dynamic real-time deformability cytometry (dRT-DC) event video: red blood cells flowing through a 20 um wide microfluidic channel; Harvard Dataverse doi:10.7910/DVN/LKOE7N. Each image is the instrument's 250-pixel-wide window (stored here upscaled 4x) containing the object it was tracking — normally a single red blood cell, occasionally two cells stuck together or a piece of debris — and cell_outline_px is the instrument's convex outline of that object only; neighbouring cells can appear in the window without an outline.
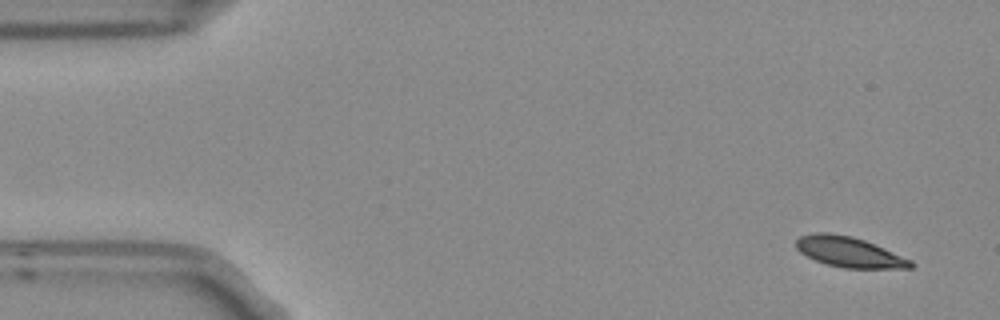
{"species": "Egyptian fruit bat (a non-hibernating species)", "species_latin": "Rousettus aegyptiacus", "temperature_condition": "room temperature", "stored_images_in_passage": 5, "camera_frame_rate_fps": 3000, "um_per_image_px": 0.085, "frame": {"image": 1, "passage_image": 1, "time_ms": 0.0, "image_size_px": [1000, 320], "cell_outline_px": [[916, 264], [912, 268], [844, 268], [828, 264], [816, 260], [800, 252], [796, 248], [796, 240], [800, 236], [816, 232], [828, 232], [852, 236], [864, 240], [884, 248], [912, 260]], "centroid_in_image_um": [72.2, 21.42], "position_along_channel_um": 12.8, "area_um2": 20.17}}
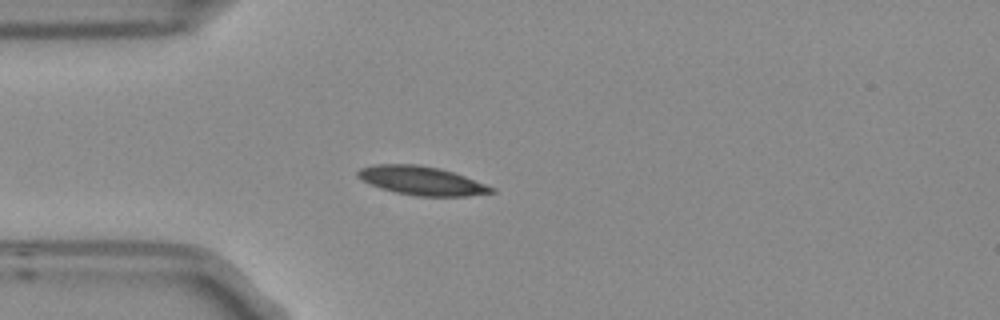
{"frame": {"image": 2, "passage_image": 4, "time_ms": 1.0, "image_size_px": [1000, 320], "cell_outline_px": [[496, 192], [468, 196], [416, 196], [396, 192], [380, 188], [360, 180], [356, 176], [356, 172], [360, 168], [372, 164], [416, 164], [440, 168], [464, 176], [496, 188]], "centroid_in_image_um": [35.81, 15.35], "position_along_channel_um": 49.2, "area_um2": 22.48}}